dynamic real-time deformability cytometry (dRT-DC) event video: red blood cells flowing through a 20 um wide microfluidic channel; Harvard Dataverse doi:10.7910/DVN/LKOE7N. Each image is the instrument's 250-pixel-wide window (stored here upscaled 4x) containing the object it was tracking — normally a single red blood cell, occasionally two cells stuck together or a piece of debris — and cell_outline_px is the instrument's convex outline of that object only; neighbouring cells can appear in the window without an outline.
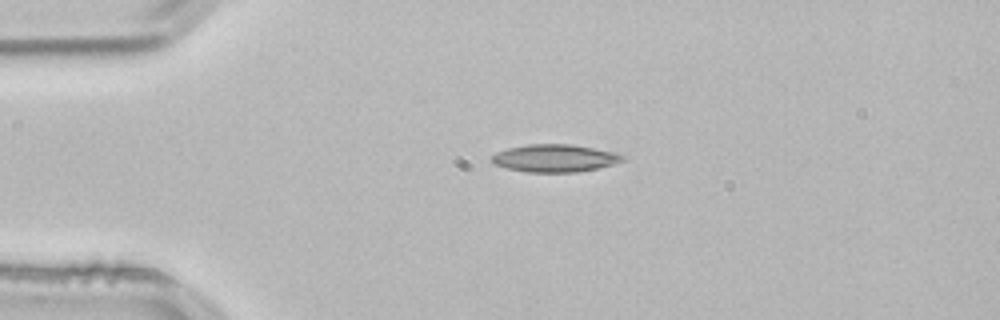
{"species": "common noctule bat (a hibernating species)", "species_latin": "Nyctalus noctula", "temperature_condition": "room temperature", "stored_images_in_passage": 42, "camera_frame_rate_fps": 3000, "um_per_image_px": 0.085, "animal": {"sex": "male", "body_mass_g": 21.5, "forearm_length_mm": 52.0}, "frame": {"image": 1, "passage_image": 1, "time_ms": 0.0, "image_size_px": [1000, 320], "cell_outline_px": [[624, 160], [612, 164], [596, 168], [576, 172], [528, 172], [508, 168], [496, 164], [492, 160], [492, 156], [496, 152], [508, 148], [528, 144], [572, 144], [616, 152], [624, 156]], "centroid_in_image_um": [47.17, 13.43], "position_along_channel_um": 37.8, "area_um2": 20.81}}
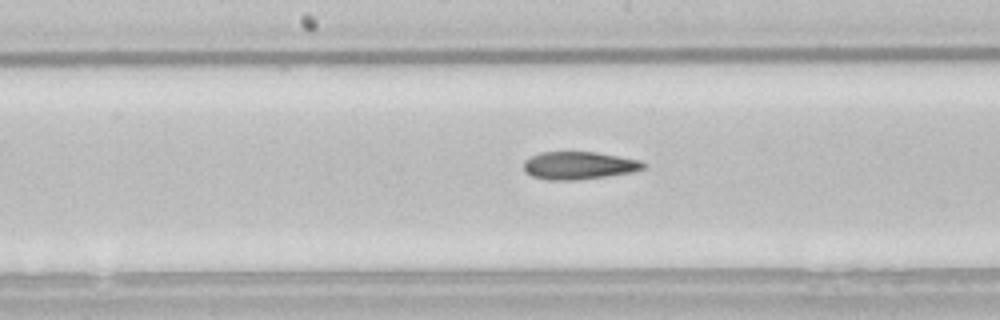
{"frame": {"image": 2, "passage_image": 16, "time_ms": 5.0, "image_size_px": [1000, 320], "cell_outline_px": [[648, 164], [644, 168], [632, 172], [580, 180], [548, 180], [532, 176], [524, 172], [524, 160], [540, 152], [596, 152], [640, 160]], "centroid_in_image_um": [49.2, 14.07], "position_along_channel_um": 199.0, "area_um2": 19.42}}
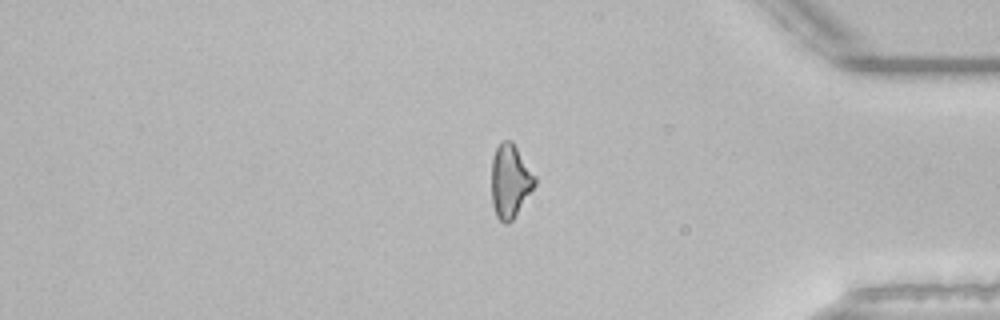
{"frame": {"image": 3, "passage_image": 33, "time_ms": 10.667, "image_size_px": [1000, 320], "cell_outline_px": [[536, 184], [512, 220], [508, 224], [504, 224], [496, 216], [492, 204], [492, 156], [496, 148], [504, 140], [512, 140], [536, 176]], "centroid_in_image_um": [43.36, 15.38], "position_along_channel_um": 391.8, "area_um2": 18.5}, "authors_computed_cell_mechanics": {"area_um2": 19.1896, "velocity_mm_per_s": 3.8546, "shape_relaxation_time_tau1_ms": 11.2658, "shape_relaxation_time_tau2_ms": 3.8279, "deformation_change_tau1": 0.2369, "deformation_change_tau2": 0.1281}}